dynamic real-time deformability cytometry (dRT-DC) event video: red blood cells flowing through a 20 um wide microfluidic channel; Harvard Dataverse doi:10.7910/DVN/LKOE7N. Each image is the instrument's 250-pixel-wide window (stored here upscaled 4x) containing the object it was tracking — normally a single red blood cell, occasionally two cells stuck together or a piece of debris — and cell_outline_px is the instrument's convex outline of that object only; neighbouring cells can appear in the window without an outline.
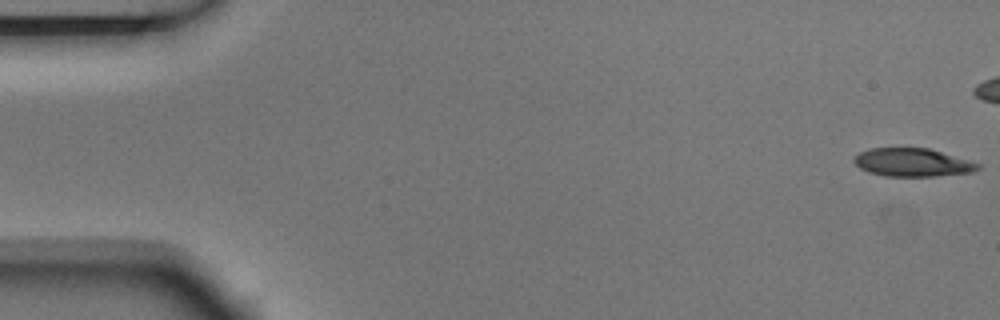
{"species": "Egyptian fruit bat (a non-hibernating species)", "species_latin": "Rousettus aegyptiacus", "temperature_condition": "room temperature", "stored_images_in_passage": 6, "camera_frame_rate_fps": 3000, "um_per_image_px": 0.085, "animal": {"sex": "male"}, "frame": {"image": 1, "passage_image": 1, "time_ms": 0.0, "image_size_px": [1000, 320], "cell_outline_px": [[980, 168], [972, 172], [936, 176], [884, 176], [868, 172], [860, 168], [852, 160], [860, 152], [868, 148], [928, 148], [968, 160], [980, 164]], "centroid_in_image_um": [77.53, 13.81], "position_along_channel_um": 7.5, "area_um2": 20.23}}